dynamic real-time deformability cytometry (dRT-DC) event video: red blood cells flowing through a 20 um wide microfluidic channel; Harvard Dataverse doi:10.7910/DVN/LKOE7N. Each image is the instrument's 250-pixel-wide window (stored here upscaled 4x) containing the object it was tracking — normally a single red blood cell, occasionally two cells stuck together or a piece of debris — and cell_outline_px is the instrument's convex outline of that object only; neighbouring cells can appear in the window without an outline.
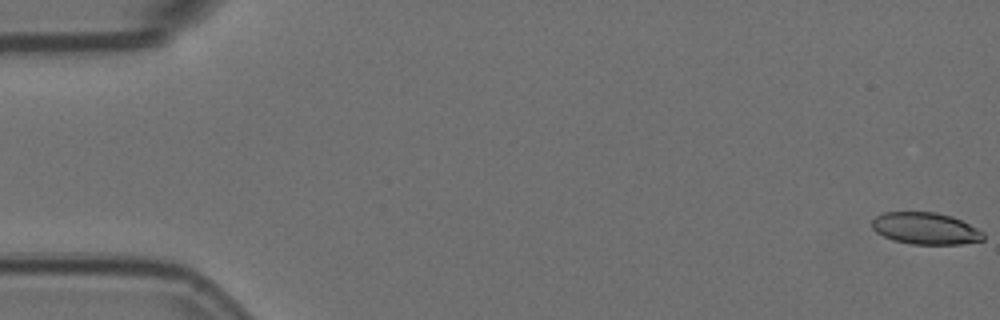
{"species": "Egyptian fruit bat (a non-hibernating species)", "species_latin": "Rousettus aegyptiacus", "temperature_condition": "room temperature", "stored_images_in_passage": 58, "camera_frame_rate_fps": 3000, "um_per_image_px": 0.085, "animal": {"sex": "female"}, "frame": {"image": 1, "passage_image": 1, "time_ms": 0.0, "image_size_px": [1000, 320], "cell_outline_px": [[984, 240], [960, 244], [912, 244], [892, 240], [876, 232], [872, 228], [872, 220], [876, 216], [884, 212], [936, 212], [952, 216], [984, 232]], "centroid_in_image_um": [78.66, 19.42], "position_along_channel_um": 6.3, "area_um2": 20.63}}
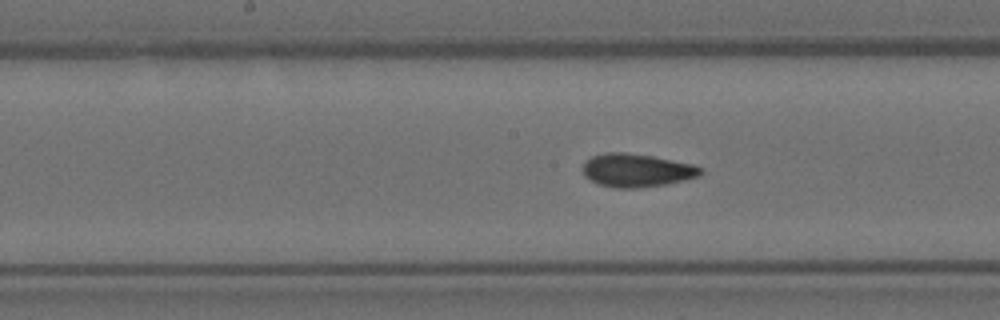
{"frame": {"image": 2, "passage_image": 29, "time_ms": 9.333, "image_size_px": [1000, 320], "cell_outline_px": [[704, 172], [700, 176], [684, 180], [664, 184], [640, 188], [616, 188], [596, 184], [584, 176], [584, 160], [592, 156], [604, 152], [624, 152], [652, 156], [692, 164], [700, 168]], "centroid_in_image_um": [54.08, 14.48], "position_along_channel_um": 194.1, "area_um2": 22.89}}
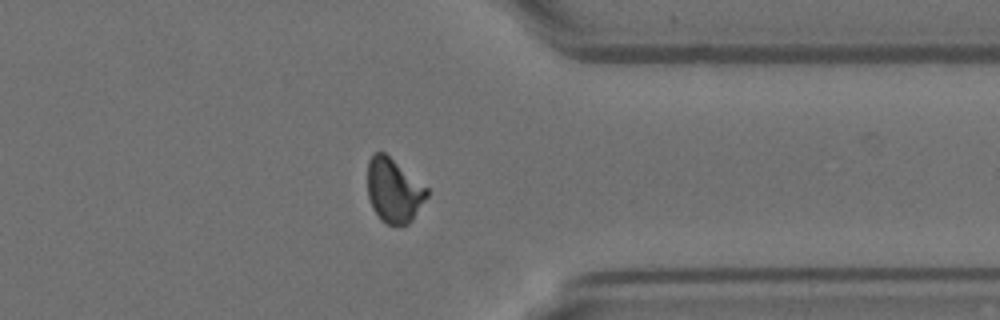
{"frame": {"image": 3, "passage_image": 45, "time_ms": 14.667, "image_size_px": [1000, 320], "cell_outline_px": [[428, 196], [412, 220], [408, 224], [400, 228], [384, 224], [380, 220], [372, 208], [368, 196], [368, 160], [376, 152], [384, 152], [428, 188]], "centroid_in_image_um": [33.47, 16.25], "position_along_channel_um": 377.9, "area_um2": 22.43}, "authors_computed_cell_mechanics": {"area_um2": 21.9929, "velocity_mm_per_s": 3.5961, "shape_relaxation_time_tau1_ms": 8.3244, "shape_relaxation_time_tau2_ms": 1.5132, "deformation_change_tau1": 0.1892, "deformation_change_tau2": 0.0855}}